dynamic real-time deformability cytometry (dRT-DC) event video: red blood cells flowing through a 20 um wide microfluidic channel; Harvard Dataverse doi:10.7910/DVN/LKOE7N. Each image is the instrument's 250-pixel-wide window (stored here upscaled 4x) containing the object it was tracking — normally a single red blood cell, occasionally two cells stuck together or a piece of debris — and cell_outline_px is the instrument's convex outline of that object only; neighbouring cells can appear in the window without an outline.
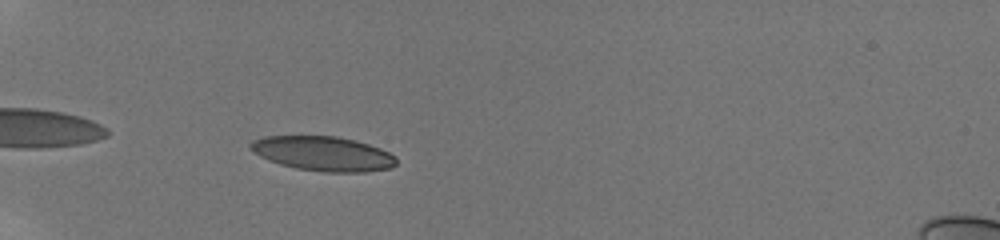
{"species": "human", "species_latin": "Homo sapiens", "temperature_condition": "room temperature", "stored_images_in_passage": 16, "camera_frame_rate_fps": 3000, "um_per_image_px": 0.085, "donor": {"sex": "male"}, "frame": {"image": 1, "passage_image": 3, "time_ms": 0.667, "image_size_px": [1000, 240], "cell_outline_px": [[396, 164], [392, 168], [364, 172], [324, 172], [296, 168], [280, 164], [260, 156], [248, 148], [248, 144], [252, 140], [264, 136], [336, 136], [368, 144], [380, 148], [396, 156]], "centroid_in_image_um": [27.45, 13.06], "position_along_channel_um": 57.6, "area_um2": 29.36}}
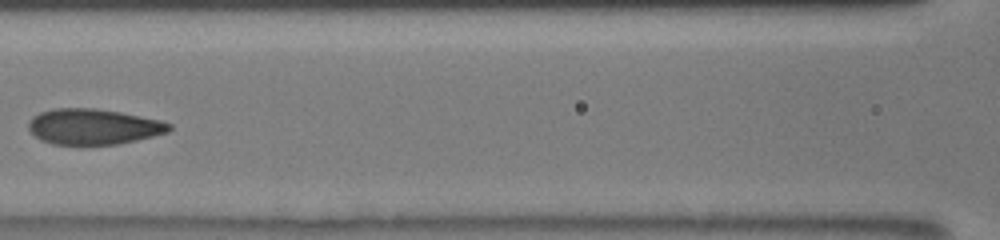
{"frame": {"image": 2, "passage_image": 10, "time_ms": 4.0, "image_size_px": [1000, 240], "cell_outline_px": [[172, 128], [168, 132], [136, 140], [116, 144], [52, 144], [40, 140], [28, 128], [28, 120], [32, 116], [40, 112], [52, 108], [96, 108], [120, 112], [160, 120], [172, 124]], "centroid_in_image_um": [7.91, 10.75], "position_along_channel_um": 158.7, "area_um2": 29.19}}
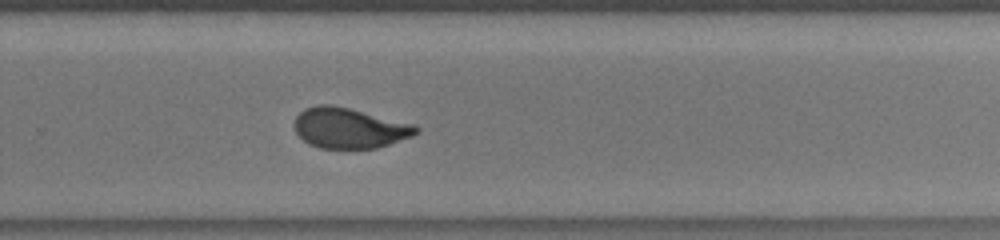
{"frame": {"image": 3, "passage_image": 16, "time_ms": 7.667, "image_size_px": [1000, 240], "cell_outline_px": [[420, 132], [412, 136], [376, 148], [320, 148], [308, 144], [296, 132], [292, 124], [296, 116], [304, 108], [316, 104], [332, 104], [416, 124], [420, 128]], "centroid_in_image_um": [29.68, 10.87], "position_along_channel_um": 300.1, "area_um2": 28.9}}